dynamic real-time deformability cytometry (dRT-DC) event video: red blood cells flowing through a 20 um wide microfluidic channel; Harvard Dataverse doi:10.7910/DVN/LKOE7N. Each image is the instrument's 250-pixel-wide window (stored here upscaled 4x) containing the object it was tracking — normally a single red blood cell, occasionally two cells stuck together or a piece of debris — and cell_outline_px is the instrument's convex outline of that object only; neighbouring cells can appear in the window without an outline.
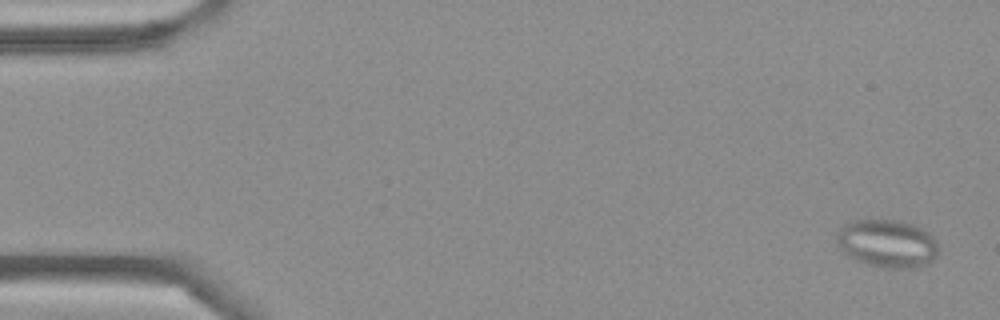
{"species": "Egyptian fruit bat (a non-hibernating species)", "species_latin": "Rousettus aegyptiacus", "temperature_condition": "cold", "stored_images_in_passage": 4, "camera_frame_rate_fps": 3000, "um_per_image_px": 0.085, "frame": {"image": 1, "passage_image": 1, "time_ms": 0.0, "image_size_px": [1000, 320], "cell_outline_px": [[936, 256], [928, 264], [916, 268], [880, 268], [868, 264], [848, 256], [836, 244], [836, 232], [844, 224], [852, 220], [900, 220], [912, 224], [928, 232], [936, 240]], "centroid_in_image_um": [75.38, 20.7], "position_along_channel_um": 9.6, "area_um2": 28.55}}